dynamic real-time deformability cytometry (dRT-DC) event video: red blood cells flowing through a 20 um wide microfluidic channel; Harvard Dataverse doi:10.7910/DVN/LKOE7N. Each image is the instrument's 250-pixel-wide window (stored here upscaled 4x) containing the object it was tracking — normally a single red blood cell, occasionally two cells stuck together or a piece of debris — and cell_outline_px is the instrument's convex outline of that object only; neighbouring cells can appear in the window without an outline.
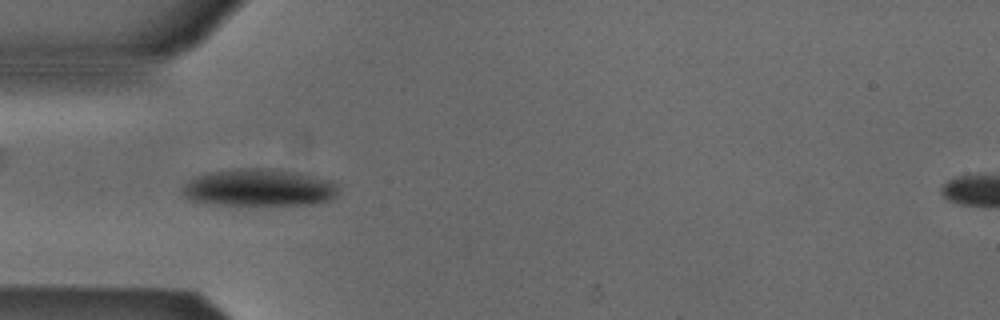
{"species": "Egyptian fruit bat (a non-hibernating species)", "species_latin": "Rousettus aegyptiacus", "temperature_condition": "cold", "stored_images_in_passage": 41, "camera_frame_rate_fps": 3000, "um_per_image_px": 0.085, "animal": {"sex": "male"}, "frame": {"image": 1, "passage_image": 15, "time_ms": 4.667, "image_size_px": [1000, 320], "cell_outline_px": [[336, 196], [328, 200], [312, 204], [212, 204], [188, 200], [184, 196], [184, 184], [192, 176], [204, 172], [240, 168], [276, 168], [300, 172], [332, 180], [336, 184]], "centroid_in_image_um": [21.98, 15.92], "position_along_channel_um": 63.0, "area_um2": 34.1}}
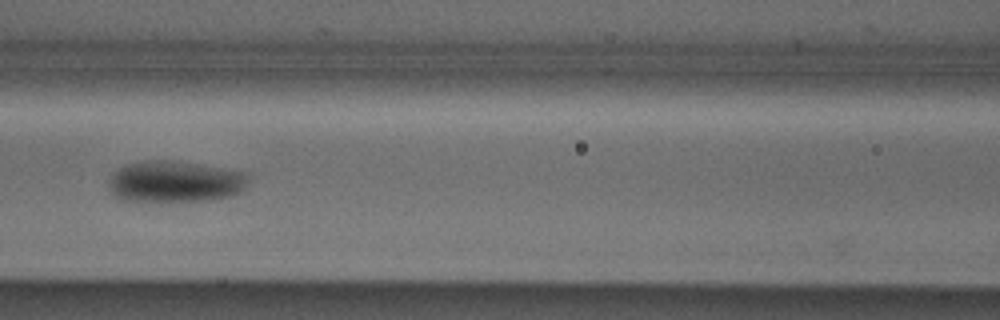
{"frame": {"image": 2, "passage_image": 22, "time_ms": 7.0, "image_size_px": [1000, 320], "cell_outline_px": [[248, 184], [240, 192], [228, 196], [212, 200], [172, 204], [160, 204], [124, 200], [112, 196], [108, 188], [108, 180], [112, 172], [124, 164], [144, 160], [172, 160], [248, 172]], "centroid_in_image_um": [14.81, 15.48], "position_along_channel_um": 151.8, "area_um2": 35.32}}
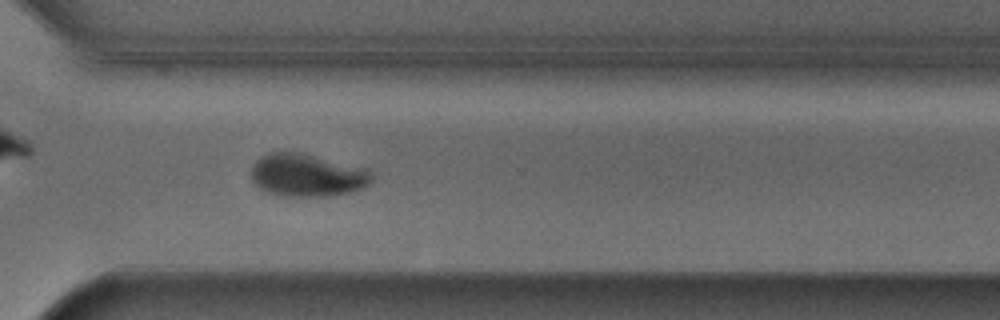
{"frame": {"image": 3, "passage_image": 37, "time_ms": 12.0, "image_size_px": [1000, 320], "cell_outline_px": [[372, 180], [364, 188], [332, 196], [280, 196], [268, 192], [260, 188], [252, 180], [252, 168], [256, 160], [260, 156], [272, 152], [296, 152], [368, 168], [372, 176]], "centroid_in_image_um": [26.11, 14.9], "position_along_channel_um": 344.5, "area_um2": 29.88}}